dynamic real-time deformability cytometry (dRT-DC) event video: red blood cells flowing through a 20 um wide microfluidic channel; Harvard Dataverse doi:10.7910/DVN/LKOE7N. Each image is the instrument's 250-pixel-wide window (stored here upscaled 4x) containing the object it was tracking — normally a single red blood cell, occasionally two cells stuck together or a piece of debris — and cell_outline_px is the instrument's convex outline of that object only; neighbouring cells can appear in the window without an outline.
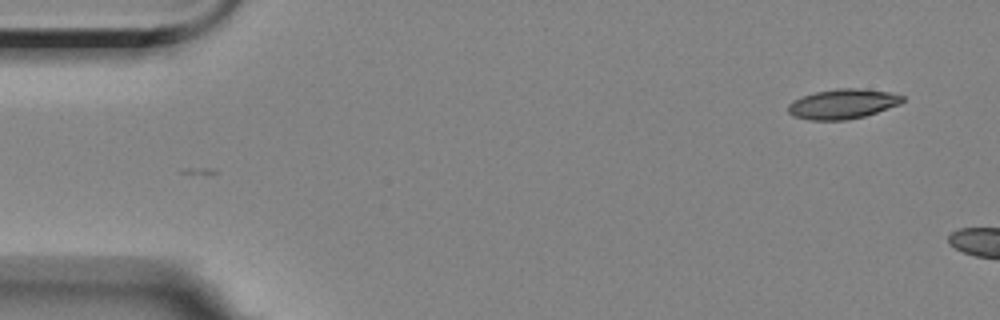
{"species": "Egyptian fruit bat (a non-hibernating species)", "species_latin": "Rousettus aegyptiacus", "temperature_condition": "room temperature", "stored_images_in_passage": 5, "camera_frame_rate_fps": 3000, "um_per_image_px": 0.085, "animal": {"sex": "female"}, "frame": {"image": 1, "passage_image": 1, "time_ms": 0.0, "image_size_px": [1000, 320], "cell_outline_px": [[904, 100], [900, 104], [864, 116], [844, 120], [808, 120], [792, 116], [788, 112], [788, 104], [792, 100], [816, 92], [836, 88], [860, 88], [888, 92], [904, 96]], "centroid_in_image_um": [71.6, 8.83], "position_along_channel_um": 13.4, "area_um2": 19.83}}